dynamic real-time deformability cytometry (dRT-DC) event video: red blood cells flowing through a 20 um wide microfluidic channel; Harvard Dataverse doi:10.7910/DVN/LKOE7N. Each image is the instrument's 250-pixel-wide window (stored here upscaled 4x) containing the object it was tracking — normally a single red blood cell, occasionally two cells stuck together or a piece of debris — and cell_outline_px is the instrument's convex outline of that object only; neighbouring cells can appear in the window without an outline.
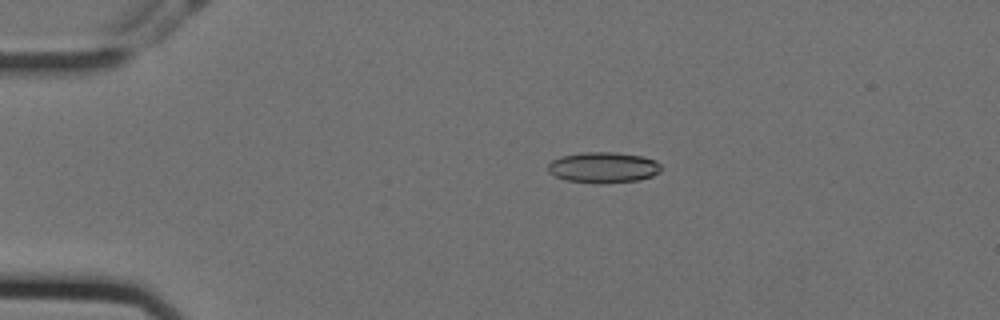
{"species": "Egyptian fruit bat (a non-hibernating species)", "species_latin": "Rousettus aegyptiacus", "temperature_condition": "cold", "stored_images_in_passage": 27, "camera_frame_rate_fps": 3000, "um_per_image_px": 0.085, "animal": {"sex": "female"}, "frame": {"image": 1, "passage_image": 12, "time_ms": 3.667, "image_size_px": [1000, 320], "cell_outline_px": [[660, 172], [652, 176], [640, 180], [600, 184], [564, 180], [548, 172], [548, 164], [552, 160], [560, 156], [580, 152], [616, 152], [640, 156], [656, 160], [660, 164]], "centroid_in_image_um": [51.26, 14.23], "position_along_channel_um": 33.7, "area_um2": 20.52}}
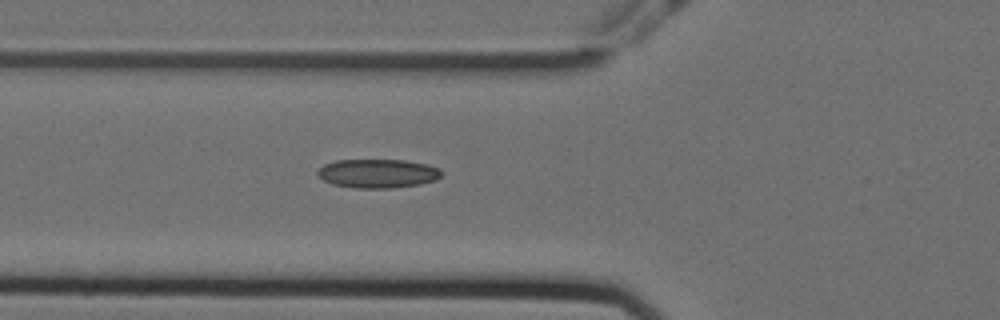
{"frame": {"image": 2, "passage_image": 21, "time_ms": 6.667, "image_size_px": [1000, 320], "cell_outline_px": [[440, 176], [436, 180], [420, 184], [392, 188], [356, 188], [332, 184], [324, 180], [316, 172], [324, 164], [336, 160], [404, 160], [428, 164], [440, 168]], "centroid_in_image_um": [32.12, 14.74], "position_along_channel_um": 93.7, "area_um2": 20.81}}
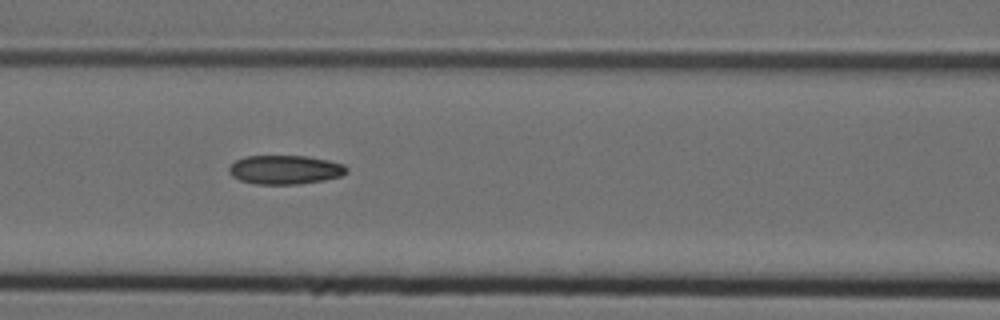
{"frame": {"image": 3, "passage_image": 25, "time_ms": 8.0, "image_size_px": [1000, 320], "cell_outline_px": [[348, 172], [340, 176], [324, 180], [296, 184], [256, 184], [240, 180], [232, 176], [228, 172], [228, 168], [236, 160], [244, 156], [308, 156], [328, 160], [344, 164], [348, 168]], "centroid_in_image_um": [24.23, 14.42], "position_along_channel_um": 142.4, "area_um2": 19.88}}